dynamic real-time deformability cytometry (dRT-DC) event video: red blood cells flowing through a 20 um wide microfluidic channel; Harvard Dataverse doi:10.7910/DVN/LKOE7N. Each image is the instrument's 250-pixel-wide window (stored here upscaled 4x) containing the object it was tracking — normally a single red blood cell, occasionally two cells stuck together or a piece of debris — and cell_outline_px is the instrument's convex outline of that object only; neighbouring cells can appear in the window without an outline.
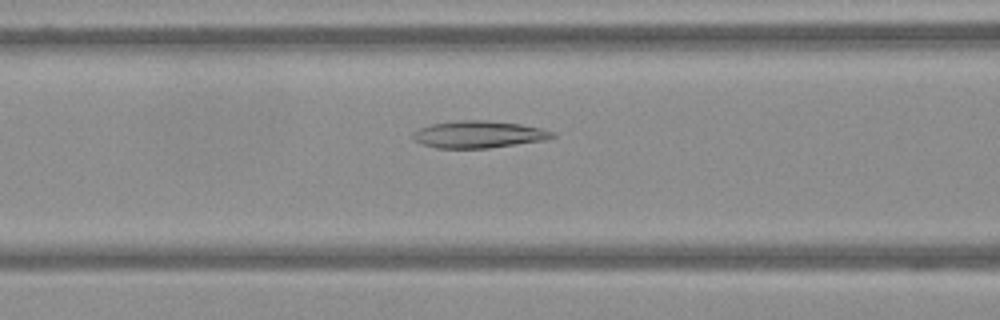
{"species": "Egyptian fruit bat (a non-hibernating species)", "species_latin": "Rousettus aegyptiacus", "temperature_condition": "warm", "stored_images_in_passage": 43, "camera_frame_rate_fps": 3000, "um_per_image_px": 0.085, "frame": {"image": 1, "passage_image": 6, "time_ms": 1.667, "image_size_px": [1000, 320], "cell_outline_px": [[556, 136], [544, 140], [488, 148], [436, 148], [420, 144], [412, 136], [412, 132], [420, 128], [432, 124], [456, 120], [484, 120], [520, 124], [540, 128], [556, 132]], "centroid_in_image_um": [40.67, 11.42], "position_along_channel_um": 125.9, "area_um2": 21.96}}
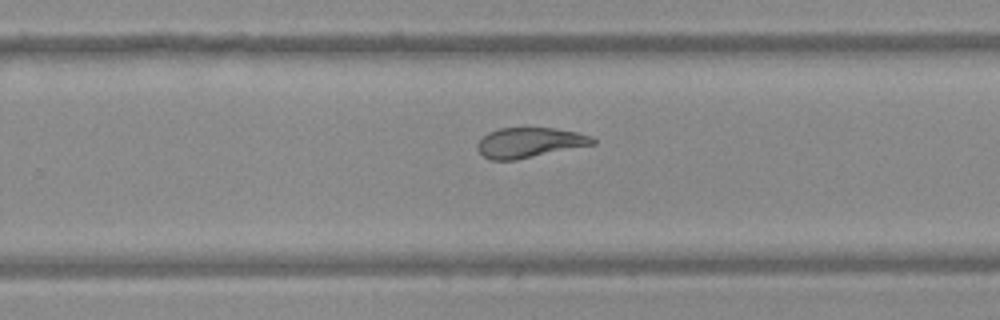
{"frame": {"image": 2, "passage_image": 21, "time_ms": 6.667, "image_size_px": [1000, 320], "cell_outline_px": [[596, 144], [516, 160], [488, 160], [476, 148], [476, 144], [488, 132], [500, 128], [556, 128], [576, 132], [592, 136], [596, 140]], "centroid_in_image_um": [45.02, 12.12], "position_along_channel_um": 284.8, "area_um2": 20.29}}
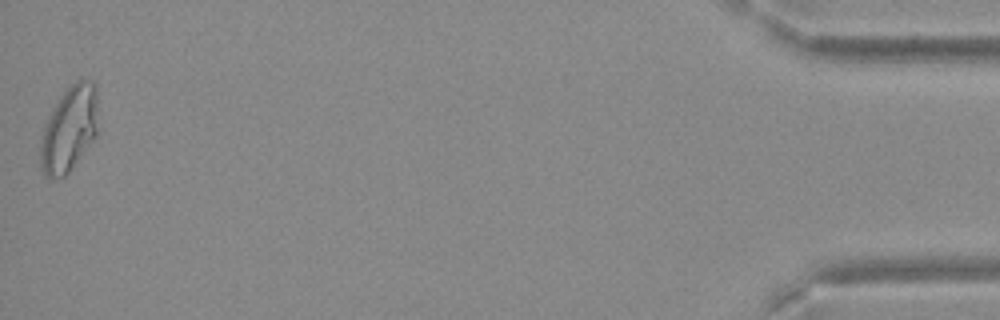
{"frame": {"image": 3, "passage_image": 43, "time_ms": 14.0, "image_size_px": [1000, 320], "cell_outline_px": [[96, 136], [68, 172], [64, 176], [52, 180], [44, 176], [40, 168], [40, 140], [44, 124], [52, 108], [60, 96], [76, 80], [92, 80], [96, 88]], "centroid_in_image_um": [5.83, 10.99], "position_along_channel_um": 429.4, "area_um2": 28.61}}